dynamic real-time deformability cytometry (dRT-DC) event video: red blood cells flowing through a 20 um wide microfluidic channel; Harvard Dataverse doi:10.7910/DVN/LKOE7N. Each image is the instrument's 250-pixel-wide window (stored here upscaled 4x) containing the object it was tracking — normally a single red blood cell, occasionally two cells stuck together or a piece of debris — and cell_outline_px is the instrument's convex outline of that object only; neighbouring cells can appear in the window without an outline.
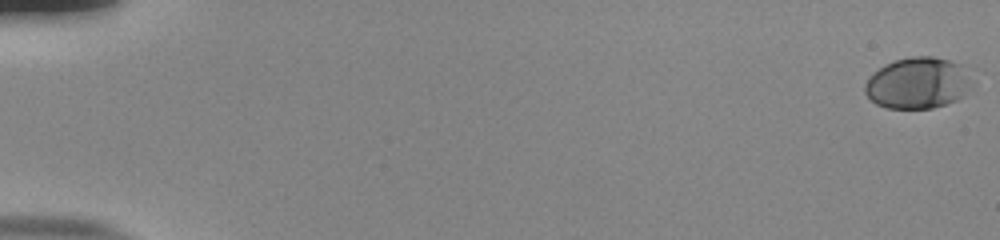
{"species": "human", "species_latin": "Homo sapiens", "temperature_condition": "room temperature", "stored_images_in_passage": 56, "camera_frame_rate_fps": 3000, "um_per_image_px": 0.085, "donor": {"sex": "male"}, "frame": {"image": 1, "passage_image": 1, "time_ms": 0.0, "image_size_px": [1000, 240], "cell_outline_px": [[972, 84], [956, 100], [932, 108], [888, 108], [876, 104], [864, 92], [864, 84], [868, 76], [884, 64], [896, 60], [912, 56], [932, 56], [948, 60], [960, 64]], "centroid_in_image_um": [77.93, 7.05], "position_along_channel_um": 7.1, "area_um2": 31.62}}
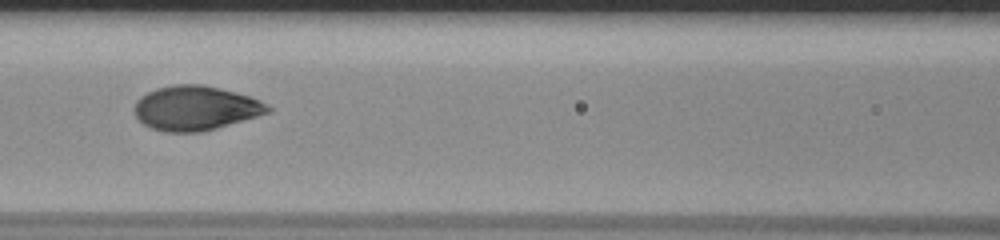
{"frame": {"image": 2, "passage_image": 27, "time_ms": 8.667, "image_size_px": [1000, 240], "cell_outline_px": [[272, 108], [268, 112], [256, 116], [216, 128], [200, 132], [164, 132], [152, 128], [144, 124], [136, 116], [136, 100], [140, 96], [156, 88], [172, 84], [204, 84], [220, 88], [248, 96], [260, 100]], "centroid_in_image_um": [16.6, 9.18], "position_along_channel_um": 150.0, "area_um2": 34.28}}
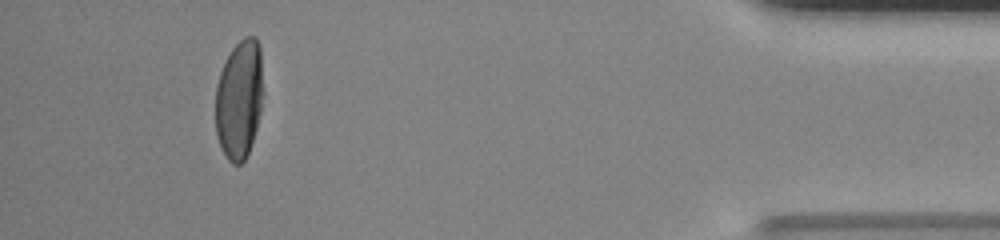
{"frame": {"image": 3, "passage_image": 52, "time_ms": 17.0, "image_size_px": [1000, 240], "cell_outline_px": [[264, 96], [256, 128], [248, 152], [244, 160], [240, 164], [232, 164], [228, 160], [220, 144], [216, 132], [216, 84], [220, 72], [232, 48], [244, 36], [256, 36], [260, 48], [264, 92]], "centroid_in_image_um": [20.36, 8.4], "position_along_channel_um": 414.8, "area_um2": 33.23}, "authors_computed_cell_mechanics": {"area_um2": 33.3795, "velocity_mm_per_s": 3.8236, "shape_relaxation_time_tau1_ms": 3.8812, "shape_relaxation_time_tau2_ms": null, "deformation_change_tau1": 0.1821, "deformation_change_tau2": null}}